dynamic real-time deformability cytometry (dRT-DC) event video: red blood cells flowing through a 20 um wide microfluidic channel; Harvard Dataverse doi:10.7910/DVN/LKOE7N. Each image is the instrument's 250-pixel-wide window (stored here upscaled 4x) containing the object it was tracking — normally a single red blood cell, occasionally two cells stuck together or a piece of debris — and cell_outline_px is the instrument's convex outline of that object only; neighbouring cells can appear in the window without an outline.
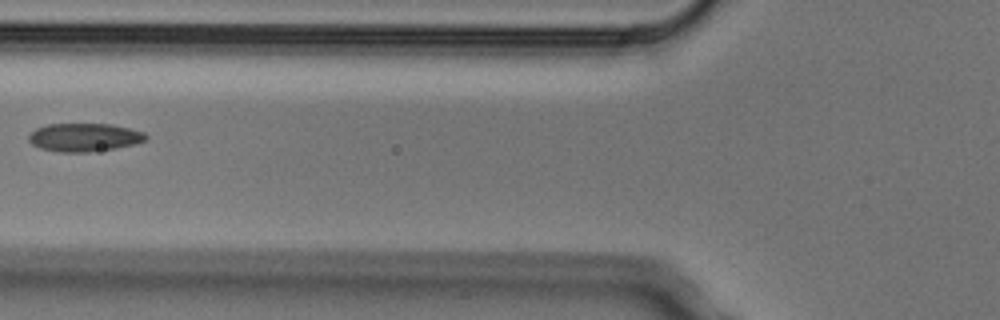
{"species": "Egyptian fruit bat (a non-hibernating species)", "species_latin": "Rousettus aegyptiacus", "temperature_condition": "cold", "stored_images_in_passage": 3, "camera_frame_rate_fps": 3000, "um_per_image_px": 0.085, "animal": {"sex": "male"}, "frame": {"image": 1, "passage_image": 2, "time_ms": 0.333, "image_size_px": [1000, 320], "cell_outline_px": [[148, 140], [136, 144], [116, 148], [88, 152], [60, 152], [40, 148], [32, 144], [28, 140], [28, 136], [36, 128], [48, 124], [112, 124], [144, 132], [148, 136]], "centroid_in_image_um": [7.19, 11.67], "position_along_channel_um": 118.6, "area_um2": 19.36}}
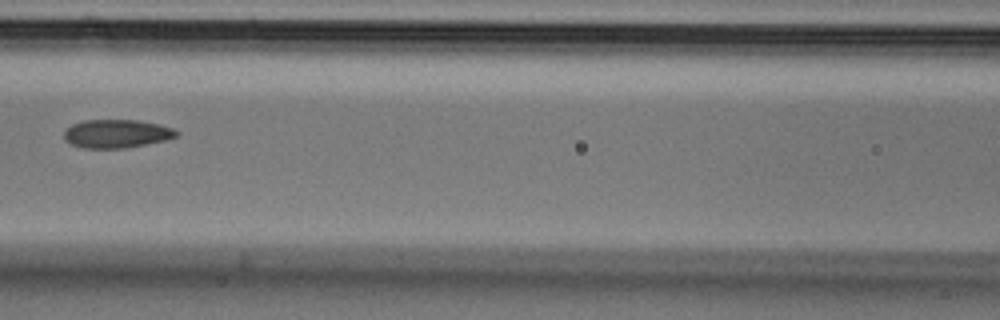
{"frame": {"image": 2, "passage_image": 3, "time_ms": 0.667, "image_size_px": [1000, 320], "cell_outline_px": [[180, 132], [176, 136], [168, 140], [124, 148], [84, 148], [68, 144], [64, 140], [64, 132], [72, 124], [84, 120], [136, 120], [160, 124], [172, 128]], "centroid_in_image_um": [9.91, 11.37], "position_along_channel_um": 156.7, "area_um2": 18.73}}